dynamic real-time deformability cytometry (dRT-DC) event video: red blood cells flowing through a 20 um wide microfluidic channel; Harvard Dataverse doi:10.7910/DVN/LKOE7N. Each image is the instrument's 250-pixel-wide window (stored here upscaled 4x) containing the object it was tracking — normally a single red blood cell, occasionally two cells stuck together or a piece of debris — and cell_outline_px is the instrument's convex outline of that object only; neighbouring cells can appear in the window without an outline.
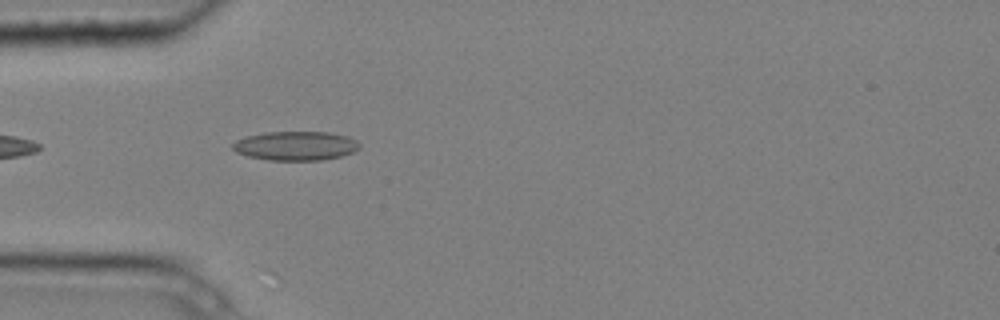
{"species": "common noctule bat (a hibernating species)", "species_latin": "Nyctalus noctula", "temperature_condition": "cold", "stored_images_in_passage": 3, "camera_frame_rate_fps": 3000, "um_per_image_px": 0.085, "animal": {"sex": "male", "body_mass_g": 20.4}, "frame": {"image": 1, "passage_image": 2, "time_ms": 0.333, "image_size_px": [1000, 320], "cell_outline_px": [[360, 148], [352, 152], [340, 156], [320, 160], [268, 160], [248, 156], [236, 152], [232, 148], [232, 144], [236, 140], [248, 136], [264, 132], [328, 132], [348, 136], [356, 140], [360, 144]], "centroid_in_image_um": [25.13, 12.39], "position_along_channel_um": 59.9, "area_um2": 21.44}}
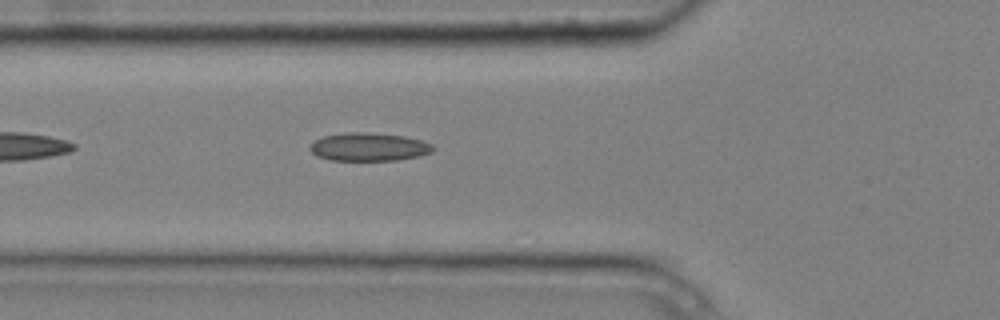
{"frame": {"image": 2, "passage_image": 3, "time_ms": 0.667, "image_size_px": [1000, 320], "cell_outline_px": [[436, 148], [432, 152], [420, 156], [396, 160], [328, 160], [316, 156], [308, 148], [312, 140], [324, 136], [348, 132], [368, 132], [404, 136], [420, 140], [432, 144]], "centroid_in_image_um": [31.33, 12.49], "position_along_channel_um": 94.5, "area_um2": 20.4}}